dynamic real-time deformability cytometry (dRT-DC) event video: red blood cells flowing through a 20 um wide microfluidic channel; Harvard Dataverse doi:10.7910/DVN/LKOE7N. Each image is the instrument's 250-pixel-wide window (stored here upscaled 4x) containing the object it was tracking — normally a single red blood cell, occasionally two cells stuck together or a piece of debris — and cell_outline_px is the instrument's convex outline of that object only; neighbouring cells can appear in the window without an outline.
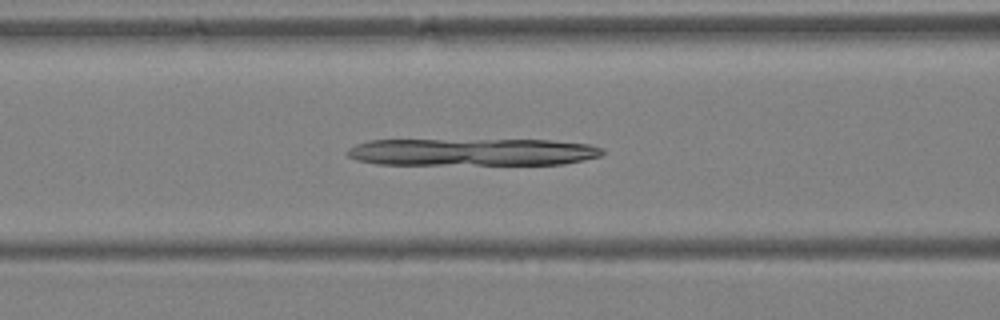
{"species": "Egyptian fruit bat (a non-hibernating species)", "species_latin": "Rousettus aegyptiacus", "temperature_condition": "warm", "stored_images_in_passage": 40, "camera_frame_rate_fps": 3000, "um_per_image_px": 0.085, "animal": {"sex": "female"}, "frame": {"image": 1, "passage_image": 17, "time_ms": 5.333, "image_size_px": [1000, 320], "cell_outline_px": [[604, 152], [600, 156], [584, 160], [564, 164], [376, 164], [356, 160], [348, 156], [344, 152], [348, 148], [356, 144], [368, 140], [552, 140], [588, 144], [604, 148]], "centroid_in_image_um": [40.13, 12.92], "position_along_channel_um": 126.5, "area_um2": 40.86}}
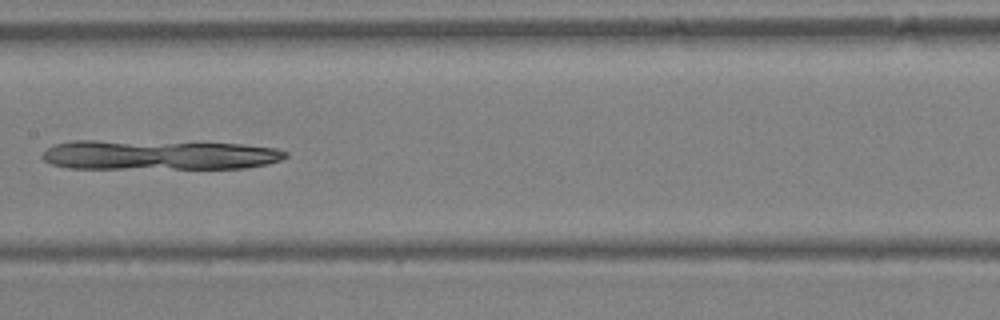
{"frame": {"image": 2, "passage_image": 21, "time_ms": 6.667, "image_size_px": [1000, 320], "cell_outline_px": [[288, 156], [280, 160], [264, 164], [244, 168], [68, 168], [52, 164], [44, 160], [40, 156], [48, 148], [56, 144], [72, 140], [96, 140], [240, 144], [276, 148], [288, 152]], "centroid_in_image_um": [13.46, 13.17], "position_along_channel_um": 193.9, "area_um2": 41.96}}